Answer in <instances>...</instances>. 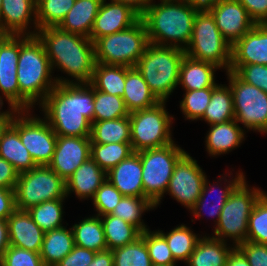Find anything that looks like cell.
Here are the masks:
<instances>
[{"label":"cell","mask_w":267,"mask_h":266,"mask_svg":"<svg viewBox=\"0 0 267 266\" xmlns=\"http://www.w3.org/2000/svg\"><path fill=\"white\" fill-rule=\"evenodd\" d=\"M40 106L56 135L90 137L94 88L89 83H57Z\"/></svg>","instance_id":"cell-1"},{"label":"cell","mask_w":267,"mask_h":266,"mask_svg":"<svg viewBox=\"0 0 267 266\" xmlns=\"http://www.w3.org/2000/svg\"><path fill=\"white\" fill-rule=\"evenodd\" d=\"M37 36L45 47L52 70L57 66L75 78L72 83L91 81L96 60L94 43L90 38L59 27L38 29Z\"/></svg>","instance_id":"cell-2"},{"label":"cell","mask_w":267,"mask_h":266,"mask_svg":"<svg viewBox=\"0 0 267 266\" xmlns=\"http://www.w3.org/2000/svg\"><path fill=\"white\" fill-rule=\"evenodd\" d=\"M160 2L155 4L151 0L141 14L149 43L185 50L191 40L194 19L199 9L187 0Z\"/></svg>","instance_id":"cell-3"},{"label":"cell","mask_w":267,"mask_h":266,"mask_svg":"<svg viewBox=\"0 0 267 266\" xmlns=\"http://www.w3.org/2000/svg\"><path fill=\"white\" fill-rule=\"evenodd\" d=\"M45 47L37 35H20V53L17 64V80L20 94L33 106L44 101L57 83L74 80L54 77Z\"/></svg>","instance_id":"cell-4"},{"label":"cell","mask_w":267,"mask_h":266,"mask_svg":"<svg viewBox=\"0 0 267 266\" xmlns=\"http://www.w3.org/2000/svg\"><path fill=\"white\" fill-rule=\"evenodd\" d=\"M184 49L149 43L135 67L153 94L166 101L178 86L179 68Z\"/></svg>","instance_id":"cell-5"},{"label":"cell","mask_w":267,"mask_h":266,"mask_svg":"<svg viewBox=\"0 0 267 266\" xmlns=\"http://www.w3.org/2000/svg\"><path fill=\"white\" fill-rule=\"evenodd\" d=\"M244 178L231 192L222 208L218 224L214 228L216 239L224 242L231 238L237 247L247 241L248 220L254 204L265 192L260 188H249Z\"/></svg>","instance_id":"cell-6"},{"label":"cell","mask_w":267,"mask_h":266,"mask_svg":"<svg viewBox=\"0 0 267 266\" xmlns=\"http://www.w3.org/2000/svg\"><path fill=\"white\" fill-rule=\"evenodd\" d=\"M149 44L145 24L140 18L135 24L94 42L96 63L135 67Z\"/></svg>","instance_id":"cell-7"},{"label":"cell","mask_w":267,"mask_h":266,"mask_svg":"<svg viewBox=\"0 0 267 266\" xmlns=\"http://www.w3.org/2000/svg\"><path fill=\"white\" fill-rule=\"evenodd\" d=\"M231 47L217 28L212 14L208 10H199L185 54L198 61L213 63L228 72L231 66Z\"/></svg>","instance_id":"cell-8"},{"label":"cell","mask_w":267,"mask_h":266,"mask_svg":"<svg viewBox=\"0 0 267 266\" xmlns=\"http://www.w3.org/2000/svg\"><path fill=\"white\" fill-rule=\"evenodd\" d=\"M185 153L184 149L174 142L161 148L139 151L144 198L156 207L167 191L175 164Z\"/></svg>","instance_id":"cell-9"},{"label":"cell","mask_w":267,"mask_h":266,"mask_svg":"<svg viewBox=\"0 0 267 266\" xmlns=\"http://www.w3.org/2000/svg\"><path fill=\"white\" fill-rule=\"evenodd\" d=\"M165 104L166 101H160L151 108L130 113V143L134 152L161 148L174 142L171 135L174 117L169 115Z\"/></svg>","instance_id":"cell-10"},{"label":"cell","mask_w":267,"mask_h":266,"mask_svg":"<svg viewBox=\"0 0 267 266\" xmlns=\"http://www.w3.org/2000/svg\"><path fill=\"white\" fill-rule=\"evenodd\" d=\"M66 197V182L48 166L19 173L15 188L16 209L29 210L42 202Z\"/></svg>","instance_id":"cell-11"},{"label":"cell","mask_w":267,"mask_h":266,"mask_svg":"<svg viewBox=\"0 0 267 266\" xmlns=\"http://www.w3.org/2000/svg\"><path fill=\"white\" fill-rule=\"evenodd\" d=\"M233 95L235 120L249 130L267 134V93L226 72Z\"/></svg>","instance_id":"cell-12"},{"label":"cell","mask_w":267,"mask_h":266,"mask_svg":"<svg viewBox=\"0 0 267 266\" xmlns=\"http://www.w3.org/2000/svg\"><path fill=\"white\" fill-rule=\"evenodd\" d=\"M28 112H16L10 124L18 131L35 164L48 166L54 155L57 135L44 118L32 117Z\"/></svg>","instance_id":"cell-13"},{"label":"cell","mask_w":267,"mask_h":266,"mask_svg":"<svg viewBox=\"0 0 267 266\" xmlns=\"http://www.w3.org/2000/svg\"><path fill=\"white\" fill-rule=\"evenodd\" d=\"M20 53V35L9 34L0 43V91L17 111H30L32 106L19 91L17 64Z\"/></svg>","instance_id":"cell-14"},{"label":"cell","mask_w":267,"mask_h":266,"mask_svg":"<svg viewBox=\"0 0 267 266\" xmlns=\"http://www.w3.org/2000/svg\"><path fill=\"white\" fill-rule=\"evenodd\" d=\"M206 176L197 160L186 152L175 164L166 192L190 211L201 195Z\"/></svg>","instance_id":"cell-15"},{"label":"cell","mask_w":267,"mask_h":266,"mask_svg":"<svg viewBox=\"0 0 267 266\" xmlns=\"http://www.w3.org/2000/svg\"><path fill=\"white\" fill-rule=\"evenodd\" d=\"M90 137L57 135L54 155L48 167L66 181L91 156Z\"/></svg>","instance_id":"cell-16"},{"label":"cell","mask_w":267,"mask_h":266,"mask_svg":"<svg viewBox=\"0 0 267 266\" xmlns=\"http://www.w3.org/2000/svg\"><path fill=\"white\" fill-rule=\"evenodd\" d=\"M208 11L212 14L222 36L231 45L256 25L238 0H224Z\"/></svg>","instance_id":"cell-17"},{"label":"cell","mask_w":267,"mask_h":266,"mask_svg":"<svg viewBox=\"0 0 267 266\" xmlns=\"http://www.w3.org/2000/svg\"><path fill=\"white\" fill-rule=\"evenodd\" d=\"M141 15L132 7L119 2H101L89 38L93 43L100 37L117 33L135 24Z\"/></svg>","instance_id":"cell-18"},{"label":"cell","mask_w":267,"mask_h":266,"mask_svg":"<svg viewBox=\"0 0 267 266\" xmlns=\"http://www.w3.org/2000/svg\"><path fill=\"white\" fill-rule=\"evenodd\" d=\"M36 17V0H2L0 21L9 34L37 35L38 24ZM31 21H33L35 30L30 32L28 26Z\"/></svg>","instance_id":"cell-19"},{"label":"cell","mask_w":267,"mask_h":266,"mask_svg":"<svg viewBox=\"0 0 267 266\" xmlns=\"http://www.w3.org/2000/svg\"><path fill=\"white\" fill-rule=\"evenodd\" d=\"M231 64L267 65V23L256 24L232 45Z\"/></svg>","instance_id":"cell-20"},{"label":"cell","mask_w":267,"mask_h":266,"mask_svg":"<svg viewBox=\"0 0 267 266\" xmlns=\"http://www.w3.org/2000/svg\"><path fill=\"white\" fill-rule=\"evenodd\" d=\"M7 224L11 246L40 253L45 232L27 210L16 209L8 217Z\"/></svg>","instance_id":"cell-21"},{"label":"cell","mask_w":267,"mask_h":266,"mask_svg":"<svg viewBox=\"0 0 267 266\" xmlns=\"http://www.w3.org/2000/svg\"><path fill=\"white\" fill-rule=\"evenodd\" d=\"M106 178L123 196L144 197L142 163L139 152L132 153L114 166L106 173Z\"/></svg>","instance_id":"cell-22"},{"label":"cell","mask_w":267,"mask_h":266,"mask_svg":"<svg viewBox=\"0 0 267 266\" xmlns=\"http://www.w3.org/2000/svg\"><path fill=\"white\" fill-rule=\"evenodd\" d=\"M106 179V172L90 157L65 181L66 196L74 192L79 199H92Z\"/></svg>","instance_id":"cell-23"},{"label":"cell","mask_w":267,"mask_h":266,"mask_svg":"<svg viewBox=\"0 0 267 266\" xmlns=\"http://www.w3.org/2000/svg\"><path fill=\"white\" fill-rule=\"evenodd\" d=\"M221 69L213 63L198 61L184 55L179 68V82L185 91L202 90L217 85L215 71Z\"/></svg>","instance_id":"cell-24"},{"label":"cell","mask_w":267,"mask_h":266,"mask_svg":"<svg viewBox=\"0 0 267 266\" xmlns=\"http://www.w3.org/2000/svg\"><path fill=\"white\" fill-rule=\"evenodd\" d=\"M209 126L210 130L206 135L205 142L207 152L213 157L232 151L244 141L245 131L235 119Z\"/></svg>","instance_id":"cell-25"},{"label":"cell","mask_w":267,"mask_h":266,"mask_svg":"<svg viewBox=\"0 0 267 266\" xmlns=\"http://www.w3.org/2000/svg\"><path fill=\"white\" fill-rule=\"evenodd\" d=\"M123 100L130 113L151 108L160 102L137 68L127 66Z\"/></svg>","instance_id":"cell-26"},{"label":"cell","mask_w":267,"mask_h":266,"mask_svg":"<svg viewBox=\"0 0 267 266\" xmlns=\"http://www.w3.org/2000/svg\"><path fill=\"white\" fill-rule=\"evenodd\" d=\"M102 1L75 0L73 7L58 27L63 31L89 38Z\"/></svg>","instance_id":"cell-27"},{"label":"cell","mask_w":267,"mask_h":266,"mask_svg":"<svg viewBox=\"0 0 267 266\" xmlns=\"http://www.w3.org/2000/svg\"><path fill=\"white\" fill-rule=\"evenodd\" d=\"M66 228L63 226L45 232L40 251L44 266H55L74 248L75 241L72 227Z\"/></svg>","instance_id":"cell-28"},{"label":"cell","mask_w":267,"mask_h":266,"mask_svg":"<svg viewBox=\"0 0 267 266\" xmlns=\"http://www.w3.org/2000/svg\"><path fill=\"white\" fill-rule=\"evenodd\" d=\"M0 157L12 164L19 173L37 167L29 151L20 140L18 131L11 124L1 135Z\"/></svg>","instance_id":"cell-29"},{"label":"cell","mask_w":267,"mask_h":266,"mask_svg":"<svg viewBox=\"0 0 267 266\" xmlns=\"http://www.w3.org/2000/svg\"><path fill=\"white\" fill-rule=\"evenodd\" d=\"M226 242L210 236H203L190 255L187 266H226L228 254L234 248Z\"/></svg>","instance_id":"cell-30"},{"label":"cell","mask_w":267,"mask_h":266,"mask_svg":"<svg viewBox=\"0 0 267 266\" xmlns=\"http://www.w3.org/2000/svg\"><path fill=\"white\" fill-rule=\"evenodd\" d=\"M235 119L233 95L228 85H216L212 87L210 102L200 120L209 125L225 123Z\"/></svg>","instance_id":"cell-31"},{"label":"cell","mask_w":267,"mask_h":266,"mask_svg":"<svg viewBox=\"0 0 267 266\" xmlns=\"http://www.w3.org/2000/svg\"><path fill=\"white\" fill-rule=\"evenodd\" d=\"M126 66L96 63L89 84L107 94L124 96Z\"/></svg>","instance_id":"cell-32"},{"label":"cell","mask_w":267,"mask_h":266,"mask_svg":"<svg viewBox=\"0 0 267 266\" xmlns=\"http://www.w3.org/2000/svg\"><path fill=\"white\" fill-rule=\"evenodd\" d=\"M91 144L131 142L130 118L93 121L90 132Z\"/></svg>","instance_id":"cell-33"},{"label":"cell","mask_w":267,"mask_h":266,"mask_svg":"<svg viewBox=\"0 0 267 266\" xmlns=\"http://www.w3.org/2000/svg\"><path fill=\"white\" fill-rule=\"evenodd\" d=\"M75 245L95 252L107 250L101 218L98 215L84 218L72 226Z\"/></svg>","instance_id":"cell-34"},{"label":"cell","mask_w":267,"mask_h":266,"mask_svg":"<svg viewBox=\"0 0 267 266\" xmlns=\"http://www.w3.org/2000/svg\"><path fill=\"white\" fill-rule=\"evenodd\" d=\"M107 243V249L123 247L141 237V231L134 225L111 214L100 216Z\"/></svg>","instance_id":"cell-35"},{"label":"cell","mask_w":267,"mask_h":266,"mask_svg":"<svg viewBox=\"0 0 267 266\" xmlns=\"http://www.w3.org/2000/svg\"><path fill=\"white\" fill-rule=\"evenodd\" d=\"M245 178V175L243 174V172H240L237 174V176L228 181V185L226 184V186H224V190H220L219 191V196L216 199V203L214 204V201L213 202H205L207 199V194H211L213 191H215V186H218V183L216 185H209L210 183H208V180H207V177L205 178V181H204V184H203V188H202V192H201V195L199 197V199L197 200V202L195 203V205L190 209L192 211V214L195 218H201L202 217V212L204 209H206L207 205H209V203H213L210 205V210L209 212L207 213L209 216H213L215 217L216 216V220H215V225L218 224V221H219V218H220V214H221V211H222V208L223 206L225 205V202L228 200V197L229 195L231 194V192L235 189V187ZM218 188H221V187H217ZM218 192V191H217ZM209 197V195H208ZM210 200V199H209ZM207 206V207H206ZM206 207V208H205ZM206 211V210H205Z\"/></svg>","instance_id":"cell-36"},{"label":"cell","mask_w":267,"mask_h":266,"mask_svg":"<svg viewBox=\"0 0 267 266\" xmlns=\"http://www.w3.org/2000/svg\"><path fill=\"white\" fill-rule=\"evenodd\" d=\"M165 238L176 262L188 261L190 255L195 250L197 242L201 237H198L189 227L181 224L172 229L169 233L159 231Z\"/></svg>","instance_id":"cell-37"},{"label":"cell","mask_w":267,"mask_h":266,"mask_svg":"<svg viewBox=\"0 0 267 266\" xmlns=\"http://www.w3.org/2000/svg\"><path fill=\"white\" fill-rule=\"evenodd\" d=\"M156 206L144 197L123 196L111 215L121 218L122 220L134 225L141 232L148 230L147 226L141 219L142 213L146 210H153Z\"/></svg>","instance_id":"cell-38"},{"label":"cell","mask_w":267,"mask_h":266,"mask_svg":"<svg viewBox=\"0 0 267 266\" xmlns=\"http://www.w3.org/2000/svg\"><path fill=\"white\" fill-rule=\"evenodd\" d=\"M132 153L130 142L91 144L90 156L107 173Z\"/></svg>","instance_id":"cell-39"},{"label":"cell","mask_w":267,"mask_h":266,"mask_svg":"<svg viewBox=\"0 0 267 266\" xmlns=\"http://www.w3.org/2000/svg\"><path fill=\"white\" fill-rule=\"evenodd\" d=\"M75 0H36L38 29L58 27Z\"/></svg>","instance_id":"cell-40"},{"label":"cell","mask_w":267,"mask_h":266,"mask_svg":"<svg viewBox=\"0 0 267 266\" xmlns=\"http://www.w3.org/2000/svg\"><path fill=\"white\" fill-rule=\"evenodd\" d=\"M65 198L45 201L27 210L34 222L44 231L63 227V202Z\"/></svg>","instance_id":"cell-41"},{"label":"cell","mask_w":267,"mask_h":266,"mask_svg":"<svg viewBox=\"0 0 267 266\" xmlns=\"http://www.w3.org/2000/svg\"><path fill=\"white\" fill-rule=\"evenodd\" d=\"M129 115L122 97L94 89L93 121L113 120Z\"/></svg>","instance_id":"cell-42"},{"label":"cell","mask_w":267,"mask_h":266,"mask_svg":"<svg viewBox=\"0 0 267 266\" xmlns=\"http://www.w3.org/2000/svg\"><path fill=\"white\" fill-rule=\"evenodd\" d=\"M112 252L114 266H152L145 240L142 237L133 243L115 248Z\"/></svg>","instance_id":"cell-43"},{"label":"cell","mask_w":267,"mask_h":266,"mask_svg":"<svg viewBox=\"0 0 267 266\" xmlns=\"http://www.w3.org/2000/svg\"><path fill=\"white\" fill-rule=\"evenodd\" d=\"M247 241L267 245V193L253 206L248 220Z\"/></svg>","instance_id":"cell-44"},{"label":"cell","mask_w":267,"mask_h":266,"mask_svg":"<svg viewBox=\"0 0 267 266\" xmlns=\"http://www.w3.org/2000/svg\"><path fill=\"white\" fill-rule=\"evenodd\" d=\"M141 237L145 240L152 265H176L168 243L159 230L148 229L141 233Z\"/></svg>","instance_id":"cell-45"},{"label":"cell","mask_w":267,"mask_h":266,"mask_svg":"<svg viewBox=\"0 0 267 266\" xmlns=\"http://www.w3.org/2000/svg\"><path fill=\"white\" fill-rule=\"evenodd\" d=\"M183 95L184 98L180 102L182 113L186 119L194 121L203 116L211 99L212 88L186 91Z\"/></svg>","instance_id":"cell-46"},{"label":"cell","mask_w":267,"mask_h":266,"mask_svg":"<svg viewBox=\"0 0 267 266\" xmlns=\"http://www.w3.org/2000/svg\"><path fill=\"white\" fill-rule=\"evenodd\" d=\"M122 197L123 195L120 191L106 179L91 199L93 200L95 211L98 212L96 215L111 214Z\"/></svg>","instance_id":"cell-47"},{"label":"cell","mask_w":267,"mask_h":266,"mask_svg":"<svg viewBox=\"0 0 267 266\" xmlns=\"http://www.w3.org/2000/svg\"><path fill=\"white\" fill-rule=\"evenodd\" d=\"M229 71L235 72L243 81L267 93V65L231 64Z\"/></svg>","instance_id":"cell-48"},{"label":"cell","mask_w":267,"mask_h":266,"mask_svg":"<svg viewBox=\"0 0 267 266\" xmlns=\"http://www.w3.org/2000/svg\"><path fill=\"white\" fill-rule=\"evenodd\" d=\"M2 266H44L40 253L9 246L0 257Z\"/></svg>","instance_id":"cell-49"},{"label":"cell","mask_w":267,"mask_h":266,"mask_svg":"<svg viewBox=\"0 0 267 266\" xmlns=\"http://www.w3.org/2000/svg\"><path fill=\"white\" fill-rule=\"evenodd\" d=\"M250 266H267V245L245 241L237 246Z\"/></svg>","instance_id":"cell-50"},{"label":"cell","mask_w":267,"mask_h":266,"mask_svg":"<svg viewBox=\"0 0 267 266\" xmlns=\"http://www.w3.org/2000/svg\"><path fill=\"white\" fill-rule=\"evenodd\" d=\"M95 254L93 250L75 245L72 251L55 266H88Z\"/></svg>","instance_id":"cell-51"},{"label":"cell","mask_w":267,"mask_h":266,"mask_svg":"<svg viewBox=\"0 0 267 266\" xmlns=\"http://www.w3.org/2000/svg\"><path fill=\"white\" fill-rule=\"evenodd\" d=\"M256 24L267 23V0H238Z\"/></svg>","instance_id":"cell-52"},{"label":"cell","mask_w":267,"mask_h":266,"mask_svg":"<svg viewBox=\"0 0 267 266\" xmlns=\"http://www.w3.org/2000/svg\"><path fill=\"white\" fill-rule=\"evenodd\" d=\"M19 172L7 160L0 157V188H16Z\"/></svg>","instance_id":"cell-53"},{"label":"cell","mask_w":267,"mask_h":266,"mask_svg":"<svg viewBox=\"0 0 267 266\" xmlns=\"http://www.w3.org/2000/svg\"><path fill=\"white\" fill-rule=\"evenodd\" d=\"M15 210V190L0 188V219H8Z\"/></svg>","instance_id":"cell-54"},{"label":"cell","mask_w":267,"mask_h":266,"mask_svg":"<svg viewBox=\"0 0 267 266\" xmlns=\"http://www.w3.org/2000/svg\"><path fill=\"white\" fill-rule=\"evenodd\" d=\"M226 266H250V264L245 255L237 247H234L228 254Z\"/></svg>","instance_id":"cell-55"},{"label":"cell","mask_w":267,"mask_h":266,"mask_svg":"<svg viewBox=\"0 0 267 266\" xmlns=\"http://www.w3.org/2000/svg\"><path fill=\"white\" fill-rule=\"evenodd\" d=\"M88 266H114L112 250L96 252L93 261Z\"/></svg>","instance_id":"cell-56"},{"label":"cell","mask_w":267,"mask_h":266,"mask_svg":"<svg viewBox=\"0 0 267 266\" xmlns=\"http://www.w3.org/2000/svg\"><path fill=\"white\" fill-rule=\"evenodd\" d=\"M10 246L7 219H0V257Z\"/></svg>","instance_id":"cell-57"},{"label":"cell","mask_w":267,"mask_h":266,"mask_svg":"<svg viewBox=\"0 0 267 266\" xmlns=\"http://www.w3.org/2000/svg\"><path fill=\"white\" fill-rule=\"evenodd\" d=\"M122 4L129 5L140 15L145 11L151 0H111Z\"/></svg>","instance_id":"cell-58"},{"label":"cell","mask_w":267,"mask_h":266,"mask_svg":"<svg viewBox=\"0 0 267 266\" xmlns=\"http://www.w3.org/2000/svg\"><path fill=\"white\" fill-rule=\"evenodd\" d=\"M16 112L18 111L12 108H10L9 111L0 112V139H1L2 133L7 128V126L11 123V120Z\"/></svg>","instance_id":"cell-59"},{"label":"cell","mask_w":267,"mask_h":266,"mask_svg":"<svg viewBox=\"0 0 267 266\" xmlns=\"http://www.w3.org/2000/svg\"><path fill=\"white\" fill-rule=\"evenodd\" d=\"M187 1H189L194 7H196L199 10H208L211 7L223 2L224 0H187Z\"/></svg>","instance_id":"cell-60"},{"label":"cell","mask_w":267,"mask_h":266,"mask_svg":"<svg viewBox=\"0 0 267 266\" xmlns=\"http://www.w3.org/2000/svg\"><path fill=\"white\" fill-rule=\"evenodd\" d=\"M9 35V33L3 28L0 21V43Z\"/></svg>","instance_id":"cell-61"},{"label":"cell","mask_w":267,"mask_h":266,"mask_svg":"<svg viewBox=\"0 0 267 266\" xmlns=\"http://www.w3.org/2000/svg\"><path fill=\"white\" fill-rule=\"evenodd\" d=\"M2 106H3V100H2V97L0 96V110H1Z\"/></svg>","instance_id":"cell-62"},{"label":"cell","mask_w":267,"mask_h":266,"mask_svg":"<svg viewBox=\"0 0 267 266\" xmlns=\"http://www.w3.org/2000/svg\"><path fill=\"white\" fill-rule=\"evenodd\" d=\"M152 266H177V265H152Z\"/></svg>","instance_id":"cell-63"},{"label":"cell","mask_w":267,"mask_h":266,"mask_svg":"<svg viewBox=\"0 0 267 266\" xmlns=\"http://www.w3.org/2000/svg\"><path fill=\"white\" fill-rule=\"evenodd\" d=\"M1 10H2V0H0V13H1Z\"/></svg>","instance_id":"cell-64"}]
</instances>
